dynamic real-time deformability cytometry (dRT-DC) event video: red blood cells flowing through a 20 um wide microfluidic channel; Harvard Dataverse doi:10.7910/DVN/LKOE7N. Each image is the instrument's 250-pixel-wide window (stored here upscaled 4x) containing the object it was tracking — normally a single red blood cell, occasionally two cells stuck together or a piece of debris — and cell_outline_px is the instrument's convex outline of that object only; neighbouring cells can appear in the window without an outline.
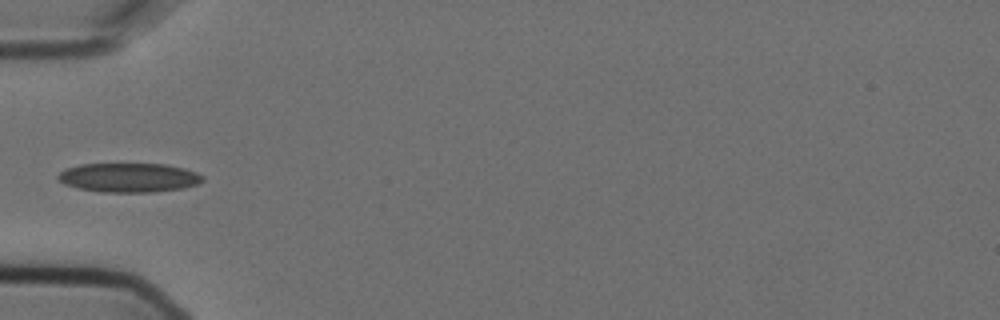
{"species": "Egyptian fruit bat (a non-hibernating species)", "species_latin": "Rousettus aegyptiacus", "temperature_condition": "cold", "stored_images_in_passage": 3, "camera_frame_rate_fps": 3000, "um_per_image_px": 0.085, "animal": {"sex": "female"}, "frame": {"image": 1, "passage_image": 3, "time_ms": 0.667, "image_size_px": [1000, 320], "cell_outline_px": [[204, 180], [196, 184], [180, 188], [152, 192], [100, 192], [80, 188], [64, 184], [56, 176], [60, 172], [68, 168], [80, 164], [164, 164], [184, 168], [196, 172], [204, 176]], "centroid_in_image_um": [10.95, 15.09], "position_along_channel_um": 74.0, "area_um2": 24.39}}